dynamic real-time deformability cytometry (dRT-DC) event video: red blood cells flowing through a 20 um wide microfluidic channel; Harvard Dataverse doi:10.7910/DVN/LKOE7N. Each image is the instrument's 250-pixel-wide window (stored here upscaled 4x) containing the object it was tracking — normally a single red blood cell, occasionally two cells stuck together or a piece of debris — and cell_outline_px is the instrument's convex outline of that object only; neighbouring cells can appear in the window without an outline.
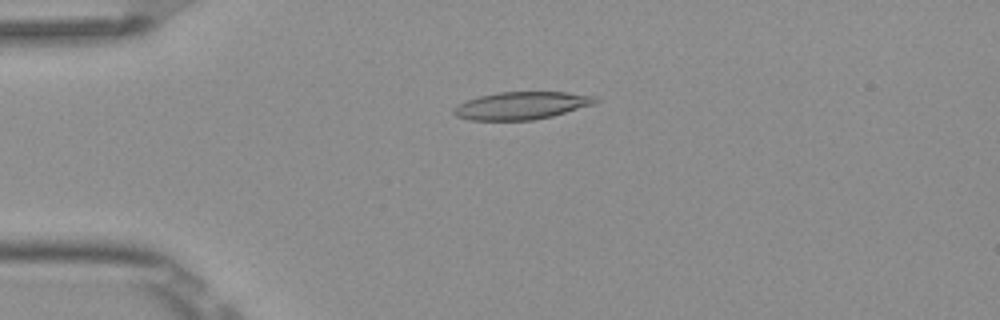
{"species": "Egyptian fruit bat (a non-hibernating species)", "species_latin": "Rousettus aegyptiacus", "temperature_condition": "room temperature", "stored_images_in_passage": 4, "camera_frame_rate_fps": 3000, "um_per_image_px": 0.085, "frame": {"image": 1, "passage_image": 3, "time_ms": 0.667, "image_size_px": [1000, 320], "cell_outline_px": [[600, 100], [596, 104], [552, 116], [532, 120], [468, 120], [456, 116], [452, 112], [452, 108], [456, 104], [480, 96], [500, 92], [568, 92], [596, 96]], "centroid_in_image_um": [44.34, 8.97], "position_along_channel_um": 40.7, "area_um2": 22.95}}